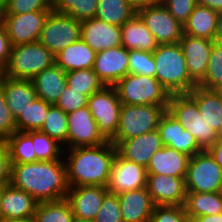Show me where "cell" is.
Wrapping results in <instances>:
<instances>
[{"label":"cell","instance_id":"cell-1","mask_svg":"<svg viewBox=\"0 0 222 222\" xmlns=\"http://www.w3.org/2000/svg\"><path fill=\"white\" fill-rule=\"evenodd\" d=\"M10 184L30 194L38 203L64 199L69 191L64 158L11 163Z\"/></svg>","mask_w":222,"mask_h":222},{"label":"cell","instance_id":"cell-2","mask_svg":"<svg viewBox=\"0 0 222 222\" xmlns=\"http://www.w3.org/2000/svg\"><path fill=\"white\" fill-rule=\"evenodd\" d=\"M116 153V146L111 141L99 146L64 149L63 158L69 187H106Z\"/></svg>","mask_w":222,"mask_h":222},{"label":"cell","instance_id":"cell-3","mask_svg":"<svg viewBox=\"0 0 222 222\" xmlns=\"http://www.w3.org/2000/svg\"><path fill=\"white\" fill-rule=\"evenodd\" d=\"M152 54L156 68L155 78L170 95L187 94L197 86L187 71L179 42L159 44Z\"/></svg>","mask_w":222,"mask_h":222},{"label":"cell","instance_id":"cell-4","mask_svg":"<svg viewBox=\"0 0 222 222\" xmlns=\"http://www.w3.org/2000/svg\"><path fill=\"white\" fill-rule=\"evenodd\" d=\"M53 64H55V56L39 41L12 46L3 75L14 79L31 80Z\"/></svg>","mask_w":222,"mask_h":222},{"label":"cell","instance_id":"cell-5","mask_svg":"<svg viewBox=\"0 0 222 222\" xmlns=\"http://www.w3.org/2000/svg\"><path fill=\"white\" fill-rule=\"evenodd\" d=\"M167 107L168 105L122 104L119 125L111 142L116 145L119 141L157 130Z\"/></svg>","mask_w":222,"mask_h":222},{"label":"cell","instance_id":"cell-6","mask_svg":"<svg viewBox=\"0 0 222 222\" xmlns=\"http://www.w3.org/2000/svg\"><path fill=\"white\" fill-rule=\"evenodd\" d=\"M121 104L168 105L170 94L155 77L127 74L115 85Z\"/></svg>","mask_w":222,"mask_h":222},{"label":"cell","instance_id":"cell-7","mask_svg":"<svg viewBox=\"0 0 222 222\" xmlns=\"http://www.w3.org/2000/svg\"><path fill=\"white\" fill-rule=\"evenodd\" d=\"M87 107L95 119L99 132L111 141L119 125L122 104L115 86H104L88 98Z\"/></svg>","mask_w":222,"mask_h":222},{"label":"cell","instance_id":"cell-8","mask_svg":"<svg viewBox=\"0 0 222 222\" xmlns=\"http://www.w3.org/2000/svg\"><path fill=\"white\" fill-rule=\"evenodd\" d=\"M185 186L187 192L222 191V169L207 150L190 157Z\"/></svg>","mask_w":222,"mask_h":222},{"label":"cell","instance_id":"cell-9","mask_svg":"<svg viewBox=\"0 0 222 222\" xmlns=\"http://www.w3.org/2000/svg\"><path fill=\"white\" fill-rule=\"evenodd\" d=\"M80 21L67 14L51 10L45 20L39 42L54 56L81 39Z\"/></svg>","mask_w":222,"mask_h":222},{"label":"cell","instance_id":"cell-10","mask_svg":"<svg viewBox=\"0 0 222 222\" xmlns=\"http://www.w3.org/2000/svg\"><path fill=\"white\" fill-rule=\"evenodd\" d=\"M51 11H32L23 14H0L12 46L38 42L46 18Z\"/></svg>","mask_w":222,"mask_h":222},{"label":"cell","instance_id":"cell-11","mask_svg":"<svg viewBox=\"0 0 222 222\" xmlns=\"http://www.w3.org/2000/svg\"><path fill=\"white\" fill-rule=\"evenodd\" d=\"M158 44H175L183 36V25L159 3L137 11Z\"/></svg>","mask_w":222,"mask_h":222},{"label":"cell","instance_id":"cell-12","mask_svg":"<svg viewBox=\"0 0 222 222\" xmlns=\"http://www.w3.org/2000/svg\"><path fill=\"white\" fill-rule=\"evenodd\" d=\"M67 149L74 147L99 146L107 142L99 132L98 125L87 106L67 113Z\"/></svg>","mask_w":222,"mask_h":222},{"label":"cell","instance_id":"cell-13","mask_svg":"<svg viewBox=\"0 0 222 222\" xmlns=\"http://www.w3.org/2000/svg\"><path fill=\"white\" fill-rule=\"evenodd\" d=\"M147 172L142 165L122 158L118 153L112 164L106 186L108 192L119 194L146 187Z\"/></svg>","mask_w":222,"mask_h":222},{"label":"cell","instance_id":"cell-14","mask_svg":"<svg viewBox=\"0 0 222 222\" xmlns=\"http://www.w3.org/2000/svg\"><path fill=\"white\" fill-rule=\"evenodd\" d=\"M146 188L155 205L185 204L187 195L185 177L147 174Z\"/></svg>","mask_w":222,"mask_h":222},{"label":"cell","instance_id":"cell-15","mask_svg":"<svg viewBox=\"0 0 222 222\" xmlns=\"http://www.w3.org/2000/svg\"><path fill=\"white\" fill-rule=\"evenodd\" d=\"M129 50L122 45L97 52L93 70L105 86H114L129 74Z\"/></svg>","mask_w":222,"mask_h":222},{"label":"cell","instance_id":"cell-16","mask_svg":"<svg viewBox=\"0 0 222 222\" xmlns=\"http://www.w3.org/2000/svg\"><path fill=\"white\" fill-rule=\"evenodd\" d=\"M214 40L183 34L179 41L190 78L198 85L205 77Z\"/></svg>","mask_w":222,"mask_h":222},{"label":"cell","instance_id":"cell-17","mask_svg":"<svg viewBox=\"0 0 222 222\" xmlns=\"http://www.w3.org/2000/svg\"><path fill=\"white\" fill-rule=\"evenodd\" d=\"M163 146H169L190 157L203 151L198 145L194 136L184 130L182 125L166 111L160 118L157 128Z\"/></svg>","mask_w":222,"mask_h":222},{"label":"cell","instance_id":"cell-18","mask_svg":"<svg viewBox=\"0 0 222 222\" xmlns=\"http://www.w3.org/2000/svg\"><path fill=\"white\" fill-rule=\"evenodd\" d=\"M108 192L103 186L69 187L66 199L71 205L75 219L94 220Z\"/></svg>","mask_w":222,"mask_h":222},{"label":"cell","instance_id":"cell-19","mask_svg":"<svg viewBox=\"0 0 222 222\" xmlns=\"http://www.w3.org/2000/svg\"><path fill=\"white\" fill-rule=\"evenodd\" d=\"M115 146L122 158L145 168L155 151L163 147L158 130L119 141Z\"/></svg>","mask_w":222,"mask_h":222},{"label":"cell","instance_id":"cell-20","mask_svg":"<svg viewBox=\"0 0 222 222\" xmlns=\"http://www.w3.org/2000/svg\"><path fill=\"white\" fill-rule=\"evenodd\" d=\"M81 40L86 42L96 53L112 47L121 46V28L110 25L97 18L80 22Z\"/></svg>","mask_w":222,"mask_h":222},{"label":"cell","instance_id":"cell-21","mask_svg":"<svg viewBox=\"0 0 222 222\" xmlns=\"http://www.w3.org/2000/svg\"><path fill=\"white\" fill-rule=\"evenodd\" d=\"M222 26V15L197 4L183 24V34L217 41Z\"/></svg>","mask_w":222,"mask_h":222},{"label":"cell","instance_id":"cell-22","mask_svg":"<svg viewBox=\"0 0 222 222\" xmlns=\"http://www.w3.org/2000/svg\"><path fill=\"white\" fill-rule=\"evenodd\" d=\"M123 222H149L155 204L146 187L119 193Z\"/></svg>","mask_w":222,"mask_h":222},{"label":"cell","instance_id":"cell-23","mask_svg":"<svg viewBox=\"0 0 222 222\" xmlns=\"http://www.w3.org/2000/svg\"><path fill=\"white\" fill-rule=\"evenodd\" d=\"M0 85L2 87L7 106L15 120L37 97L32 80L14 79L2 75Z\"/></svg>","mask_w":222,"mask_h":222},{"label":"cell","instance_id":"cell-24","mask_svg":"<svg viewBox=\"0 0 222 222\" xmlns=\"http://www.w3.org/2000/svg\"><path fill=\"white\" fill-rule=\"evenodd\" d=\"M190 156L169 146L155 151L146 167L147 174L185 177Z\"/></svg>","mask_w":222,"mask_h":222},{"label":"cell","instance_id":"cell-25","mask_svg":"<svg viewBox=\"0 0 222 222\" xmlns=\"http://www.w3.org/2000/svg\"><path fill=\"white\" fill-rule=\"evenodd\" d=\"M38 202L27 192L7 184L1 187L2 218H33Z\"/></svg>","mask_w":222,"mask_h":222},{"label":"cell","instance_id":"cell-26","mask_svg":"<svg viewBox=\"0 0 222 222\" xmlns=\"http://www.w3.org/2000/svg\"><path fill=\"white\" fill-rule=\"evenodd\" d=\"M120 28L121 45L127 50H142L153 53L159 45L137 13Z\"/></svg>","mask_w":222,"mask_h":222},{"label":"cell","instance_id":"cell-27","mask_svg":"<svg viewBox=\"0 0 222 222\" xmlns=\"http://www.w3.org/2000/svg\"><path fill=\"white\" fill-rule=\"evenodd\" d=\"M37 98L55 104L66 87V72L56 64L44 69L31 79Z\"/></svg>","mask_w":222,"mask_h":222},{"label":"cell","instance_id":"cell-28","mask_svg":"<svg viewBox=\"0 0 222 222\" xmlns=\"http://www.w3.org/2000/svg\"><path fill=\"white\" fill-rule=\"evenodd\" d=\"M197 105L204 121L218 132L222 125V97L217 90L195 86L187 93Z\"/></svg>","mask_w":222,"mask_h":222},{"label":"cell","instance_id":"cell-29","mask_svg":"<svg viewBox=\"0 0 222 222\" xmlns=\"http://www.w3.org/2000/svg\"><path fill=\"white\" fill-rule=\"evenodd\" d=\"M96 52L83 40L74 42L55 55V64L64 72L93 68Z\"/></svg>","mask_w":222,"mask_h":222},{"label":"cell","instance_id":"cell-30","mask_svg":"<svg viewBox=\"0 0 222 222\" xmlns=\"http://www.w3.org/2000/svg\"><path fill=\"white\" fill-rule=\"evenodd\" d=\"M188 218L201 215L222 213V191L220 192H187L184 204Z\"/></svg>","mask_w":222,"mask_h":222},{"label":"cell","instance_id":"cell-31","mask_svg":"<svg viewBox=\"0 0 222 222\" xmlns=\"http://www.w3.org/2000/svg\"><path fill=\"white\" fill-rule=\"evenodd\" d=\"M136 13V10L126 0H98L95 18L121 27Z\"/></svg>","mask_w":222,"mask_h":222},{"label":"cell","instance_id":"cell-32","mask_svg":"<svg viewBox=\"0 0 222 222\" xmlns=\"http://www.w3.org/2000/svg\"><path fill=\"white\" fill-rule=\"evenodd\" d=\"M4 143L8 150L10 163L36 162L32 131L15 132Z\"/></svg>","mask_w":222,"mask_h":222},{"label":"cell","instance_id":"cell-33","mask_svg":"<svg viewBox=\"0 0 222 222\" xmlns=\"http://www.w3.org/2000/svg\"><path fill=\"white\" fill-rule=\"evenodd\" d=\"M34 222H74L70 203L66 198L37 204Z\"/></svg>","mask_w":222,"mask_h":222},{"label":"cell","instance_id":"cell-34","mask_svg":"<svg viewBox=\"0 0 222 222\" xmlns=\"http://www.w3.org/2000/svg\"><path fill=\"white\" fill-rule=\"evenodd\" d=\"M51 105L36 97L15 120L17 132L40 130Z\"/></svg>","mask_w":222,"mask_h":222},{"label":"cell","instance_id":"cell-35","mask_svg":"<svg viewBox=\"0 0 222 222\" xmlns=\"http://www.w3.org/2000/svg\"><path fill=\"white\" fill-rule=\"evenodd\" d=\"M39 131L56 140L63 148H67V114L56 105L50 106L47 117Z\"/></svg>","mask_w":222,"mask_h":222},{"label":"cell","instance_id":"cell-36","mask_svg":"<svg viewBox=\"0 0 222 222\" xmlns=\"http://www.w3.org/2000/svg\"><path fill=\"white\" fill-rule=\"evenodd\" d=\"M66 85L87 97L105 86L92 68L66 72Z\"/></svg>","mask_w":222,"mask_h":222},{"label":"cell","instance_id":"cell-37","mask_svg":"<svg viewBox=\"0 0 222 222\" xmlns=\"http://www.w3.org/2000/svg\"><path fill=\"white\" fill-rule=\"evenodd\" d=\"M167 111L181 125H194L197 123V105L188 94L171 95Z\"/></svg>","mask_w":222,"mask_h":222},{"label":"cell","instance_id":"cell-38","mask_svg":"<svg viewBox=\"0 0 222 222\" xmlns=\"http://www.w3.org/2000/svg\"><path fill=\"white\" fill-rule=\"evenodd\" d=\"M98 0H53L56 13L67 14L77 21L95 18Z\"/></svg>","mask_w":222,"mask_h":222},{"label":"cell","instance_id":"cell-39","mask_svg":"<svg viewBox=\"0 0 222 222\" xmlns=\"http://www.w3.org/2000/svg\"><path fill=\"white\" fill-rule=\"evenodd\" d=\"M198 86L208 90H217L222 86V44L218 41L213 43L205 77Z\"/></svg>","mask_w":222,"mask_h":222},{"label":"cell","instance_id":"cell-40","mask_svg":"<svg viewBox=\"0 0 222 222\" xmlns=\"http://www.w3.org/2000/svg\"><path fill=\"white\" fill-rule=\"evenodd\" d=\"M32 142L37 161H54L63 158L64 148L56 140L37 131H32Z\"/></svg>","mask_w":222,"mask_h":222},{"label":"cell","instance_id":"cell-41","mask_svg":"<svg viewBox=\"0 0 222 222\" xmlns=\"http://www.w3.org/2000/svg\"><path fill=\"white\" fill-rule=\"evenodd\" d=\"M129 73L155 77V61L151 52L129 50Z\"/></svg>","mask_w":222,"mask_h":222},{"label":"cell","instance_id":"cell-42","mask_svg":"<svg viewBox=\"0 0 222 222\" xmlns=\"http://www.w3.org/2000/svg\"><path fill=\"white\" fill-rule=\"evenodd\" d=\"M182 127L195 137L196 142L203 150H207L217 142V132L204 121L198 108L197 123L194 125H182Z\"/></svg>","mask_w":222,"mask_h":222},{"label":"cell","instance_id":"cell-43","mask_svg":"<svg viewBox=\"0 0 222 222\" xmlns=\"http://www.w3.org/2000/svg\"><path fill=\"white\" fill-rule=\"evenodd\" d=\"M53 0H9L0 14H23L32 11H51Z\"/></svg>","mask_w":222,"mask_h":222},{"label":"cell","instance_id":"cell-44","mask_svg":"<svg viewBox=\"0 0 222 222\" xmlns=\"http://www.w3.org/2000/svg\"><path fill=\"white\" fill-rule=\"evenodd\" d=\"M95 222H123L118 195L107 192L104 195L102 206L97 213Z\"/></svg>","mask_w":222,"mask_h":222},{"label":"cell","instance_id":"cell-45","mask_svg":"<svg viewBox=\"0 0 222 222\" xmlns=\"http://www.w3.org/2000/svg\"><path fill=\"white\" fill-rule=\"evenodd\" d=\"M186 218L184 205H155L150 222H183Z\"/></svg>","mask_w":222,"mask_h":222},{"label":"cell","instance_id":"cell-46","mask_svg":"<svg viewBox=\"0 0 222 222\" xmlns=\"http://www.w3.org/2000/svg\"><path fill=\"white\" fill-rule=\"evenodd\" d=\"M88 98L86 95L80 94L78 91L72 90V88L66 85L65 90L54 105L67 114L87 106Z\"/></svg>","mask_w":222,"mask_h":222},{"label":"cell","instance_id":"cell-47","mask_svg":"<svg viewBox=\"0 0 222 222\" xmlns=\"http://www.w3.org/2000/svg\"><path fill=\"white\" fill-rule=\"evenodd\" d=\"M16 129L15 119L7 106L5 96L0 85V142H5Z\"/></svg>","mask_w":222,"mask_h":222},{"label":"cell","instance_id":"cell-48","mask_svg":"<svg viewBox=\"0 0 222 222\" xmlns=\"http://www.w3.org/2000/svg\"><path fill=\"white\" fill-rule=\"evenodd\" d=\"M169 13L182 25L187 21L198 0H162Z\"/></svg>","mask_w":222,"mask_h":222},{"label":"cell","instance_id":"cell-49","mask_svg":"<svg viewBox=\"0 0 222 222\" xmlns=\"http://www.w3.org/2000/svg\"><path fill=\"white\" fill-rule=\"evenodd\" d=\"M11 163L7 147L0 142V187L10 184Z\"/></svg>","mask_w":222,"mask_h":222},{"label":"cell","instance_id":"cell-50","mask_svg":"<svg viewBox=\"0 0 222 222\" xmlns=\"http://www.w3.org/2000/svg\"><path fill=\"white\" fill-rule=\"evenodd\" d=\"M11 43L9 37L6 33L5 27L0 20V69L3 71L8 64L10 53H11Z\"/></svg>","mask_w":222,"mask_h":222},{"label":"cell","instance_id":"cell-51","mask_svg":"<svg viewBox=\"0 0 222 222\" xmlns=\"http://www.w3.org/2000/svg\"><path fill=\"white\" fill-rule=\"evenodd\" d=\"M207 151L222 169V142H216L214 145L210 146Z\"/></svg>","mask_w":222,"mask_h":222},{"label":"cell","instance_id":"cell-52","mask_svg":"<svg viewBox=\"0 0 222 222\" xmlns=\"http://www.w3.org/2000/svg\"><path fill=\"white\" fill-rule=\"evenodd\" d=\"M136 12L139 9L162 3V0H126Z\"/></svg>","mask_w":222,"mask_h":222},{"label":"cell","instance_id":"cell-53","mask_svg":"<svg viewBox=\"0 0 222 222\" xmlns=\"http://www.w3.org/2000/svg\"><path fill=\"white\" fill-rule=\"evenodd\" d=\"M200 6H205L222 15V0H198Z\"/></svg>","mask_w":222,"mask_h":222},{"label":"cell","instance_id":"cell-54","mask_svg":"<svg viewBox=\"0 0 222 222\" xmlns=\"http://www.w3.org/2000/svg\"><path fill=\"white\" fill-rule=\"evenodd\" d=\"M195 222H222V213L216 215H201L193 218Z\"/></svg>","mask_w":222,"mask_h":222},{"label":"cell","instance_id":"cell-55","mask_svg":"<svg viewBox=\"0 0 222 222\" xmlns=\"http://www.w3.org/2000/svg\"><path fill=\"white\" fill-rule=\"evenodd\" d=\"M0 222H34L33 218H24V219H7V218H2L0 219Z\"/></svg>","mask_w":222,"mask_h":222},{"label":"cell","instance_id":"cell-56","mask_svg":"<svg viewBox=\"0 0 222 222\" xmlns=\"http://www.w3.org/2000/svg\"><path fill=\"white\" fill-rule=\"evenodd\" d=\"M9 0H0V12L7 6Z\"/></svg>","mask_w":222,"mask_h":222},{"label":"cell","instance_id":"cell-57","mask_svg":"<svg viewBox=\"0 0 222 222\" xmlns=\"http://www.w3.org/2000/svg\"><path fill=\"white\" fill-rule=\"evenodd\" d=\"M217 142H222V125L220 130L217 132Z\"/></svg>","mask_w":222,"mask_h":222},{"label":"cell","instance_id":"cell-58","mask_svg":"<svg viewBox=\"0 0 222 222\" xmlns=\"http://www.w3.org/2000/svg\"><path fill=\"white\" fill-rule=\"evenodd\" d=\"M74 222H95L94 220H82V219H75Z\"/></svg>","mask_w":222,"mask_h":222},{"label":"cell","instance_id":"cell-59","mask_svg":"<svg viewBox=\"0 0 222 222\" xmlns=\"http://www.w3.org/2000/svg\"><path fill=\"white\" fill-rule=\"evenodd\" d=\"M217 41L222 44V26H221L220 34H219V37H218Z\"/></svg>","mask_w":222,"mask_h":222},{"label":"cell","instance_id":"cell-60","mask_svg":"<svg viewBox=\"0 0 222 222\" xmlns=\"http://www.w3.org/2000/svg\"><path fill=\"white\" fill-rule=\"evenodd\" d=\"M0 219H2V213H1V187H0Z\"/></svg>","mask_w":222,"mask_h":222},{"label":"cell","instance_id":"cell-61","mask_svg":"<svg viewBox=\"0 0 222 222\" xmlns=\"http://www.w3.org/2000/svg\"><path fill=\"white\" fill-rule=\"evenodd\" d=\"M183 222H195V221L193 219L187 217Z\"/></svg>","mask_w":222,"mask_h":222},{"label":"cell","instance_id":"cell-62","mask_svg":"<svg viewBox=\"0 0 222 222\" xmlns=\"http://www.w3.org/2000/svg\"><path fill=\"white\" fill-rule=\"evenodd\" d=\"M217 91L221 94L222 97V86L219 89H217Z\"/></svg>","mask_w":222,"mask_h":222},{"label":"cell","instance_id":"cell-63","mask_svg":"<svg viewBox=\"0 0 222 222\" xmlns=\"http://www.w3.org/2000/svg\"><path fill=\"white\" fill-rule=\"evenodd\" d=\"M2 75H3V71L0 69V79H1Z\"/></svg>","mask_w":222,"mask_h":222}]
</instances>
